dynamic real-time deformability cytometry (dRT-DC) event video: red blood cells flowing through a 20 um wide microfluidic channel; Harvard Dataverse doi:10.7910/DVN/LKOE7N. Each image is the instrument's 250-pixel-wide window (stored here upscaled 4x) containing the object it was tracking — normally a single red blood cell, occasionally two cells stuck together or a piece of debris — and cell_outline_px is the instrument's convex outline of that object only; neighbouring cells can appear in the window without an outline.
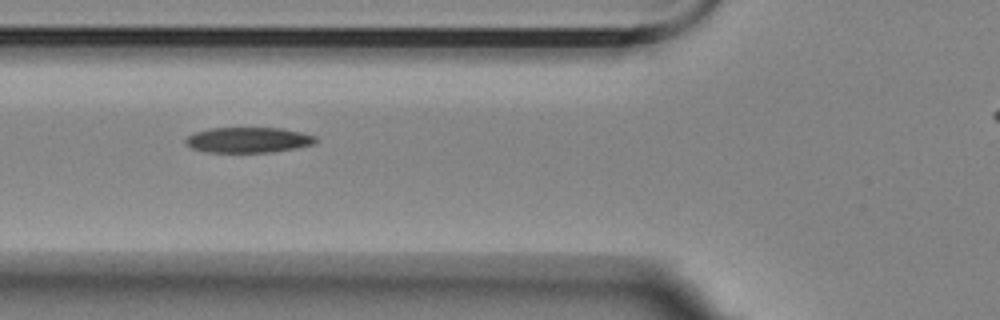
{"species": "Egyptian fruit bat (a non-hibernating species)", "species_latin": "Rousettus aegyptiacus", "temperature_condition": "room temperature", "stored_images_in_passage": 5, "camera_frame_rate_fps": 3000, "um_per_image_px": 0.085, "animal": {"sex": "female"}, "frame": {"image": 1, "passage_image": 4, "time_ms": 3.667, "image_size_px": [1000, 320], "cell_outline_px": [[316, 140], [312, 144], [296, 148], [272, 152], [208, 152], [192, 148], [184, 140], [188, 136], [196, 132], [208, 128], [284, 128], [316, 136]], "centroid_in_image_um": [21.11, 11.89], "position_along_channel_um": 104.7, "area_um2": 19.13}}
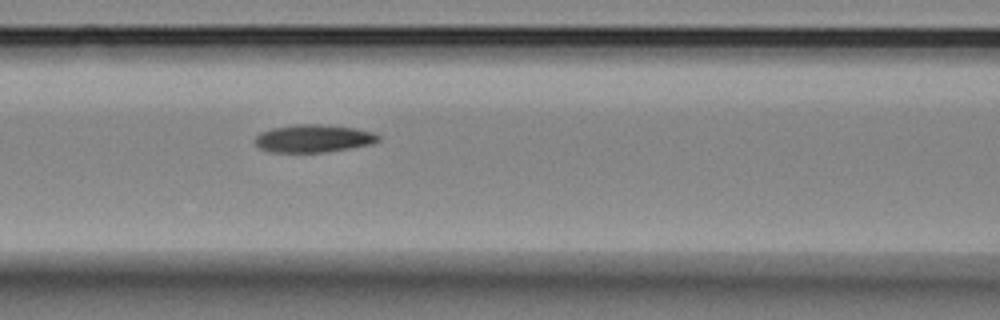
{"frame": {"image": 2, "passage_image": 5, "time_ms": 4.667, "image_size_px": [1000, 320], "cell_outline_px": [[380, 140], [372, 144], [324, 152], [268, 152], [260, 148], [256, 144], [256, 136], [260, 132], [272, 128], [296, 124], [320, 124], [356, 128], [372, 132], [380, 136]], "centroid_in_image_um": [26.64, 11.76], "position_along_channel_um": 140.0, "area_um2": 19.88}}